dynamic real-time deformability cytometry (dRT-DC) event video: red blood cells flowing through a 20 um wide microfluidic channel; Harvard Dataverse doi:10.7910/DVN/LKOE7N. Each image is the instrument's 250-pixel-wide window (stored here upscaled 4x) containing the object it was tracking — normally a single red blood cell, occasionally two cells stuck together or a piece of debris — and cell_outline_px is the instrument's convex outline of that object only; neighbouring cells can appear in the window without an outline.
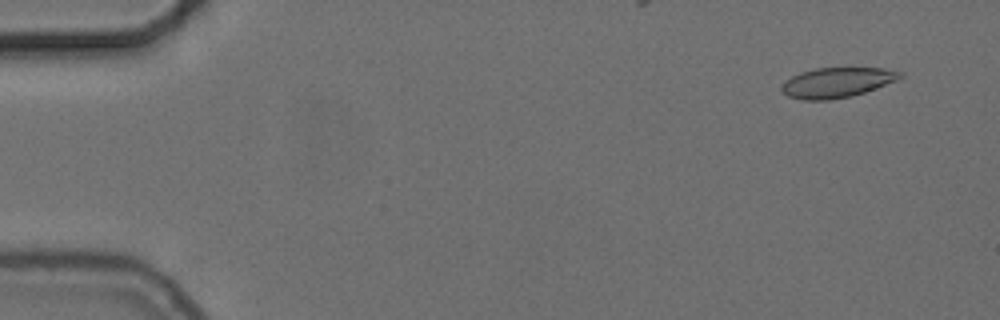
{"species": "common noctule bat (a hibernating species)", "species_latin": "Nyctalus noctula", "temperature_condition": "cold", "stored_images_in_passage": 16, "camera_frame_rate_fps": 3000, "um_per_image_px": 0.085, "animal": {"sex": "female", "body_mass_g": 24.6, "forearm_length_mm": 56.2}, "frame": {"image": 1, "passage_image": 4, "time_ms": 1.0, "image_size_px": [1000, 320], "cell_outline_px": [[904, 76], [896, 80], [864, 92], [848, 96], [828, 100], [804, 100], [788, 96], [780, 88], [792, 76], [800, 72], [816, 68], [884, 68], [904, 72]], "centroid_in_image_um": [71.16, 7.0], "position_along_channel_um": 13.8, "area_um2": 20.4}}
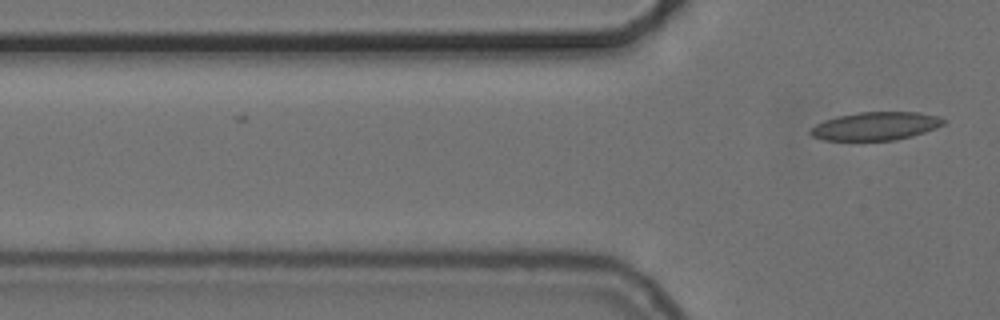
{"frame": {"image": 2, "passage_image": 16, "time_ms": 5.0, "image_size_px": [1000, 320], "cell_outline_px": [[948, 120], [944, 124], [936, 128], [912, 136], [896, 140], [824, 140], [812, 136], [808, 132], [808, 128], [824, 120], [840, 116], [860, 112], [920, 112], [936, 116]], "centroid_in_image_um": [74.42, 10.72], "position_along_channel_um": 51.4, "area_um2": 21.91}}